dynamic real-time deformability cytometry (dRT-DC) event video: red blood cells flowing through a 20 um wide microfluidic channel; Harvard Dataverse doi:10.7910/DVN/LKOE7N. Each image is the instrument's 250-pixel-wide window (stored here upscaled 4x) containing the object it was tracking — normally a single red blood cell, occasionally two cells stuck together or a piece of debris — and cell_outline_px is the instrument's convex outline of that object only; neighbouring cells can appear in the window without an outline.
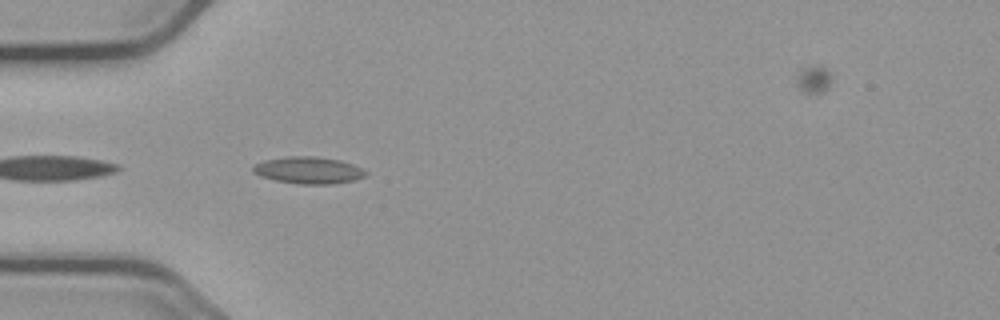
{"species": "common noctule bat (a hibernating species)", "species_latin": "Nyctalus noctula", "temperature_condition": "cold", "stored_images_in_passage": 26, "camera_frame_rate_fps": 3000, "um_per_image_px": 0.085, "animal": {"sex": "male", "body_mass_g": 23.1, "forearm_length_mm": 52.7}, "frame": {"image": 1, "passage_image": 3, "time_ms": 0.667, "image_size_px": [1000, 320], "cell_outline_px": [[368, 176], [352, 180], [332, 184], [296, 184], [276, 180], [260, 176], [252, 172], [252, 168], [256, 164], [264, 160], [288, 156], [316, 156], [340, 160], [352, 164], [368, 172]], "centroid_in_image_um": [26.22, 14.47], "position_along_channel_um": 58.8, "area_um2": 17.69}}
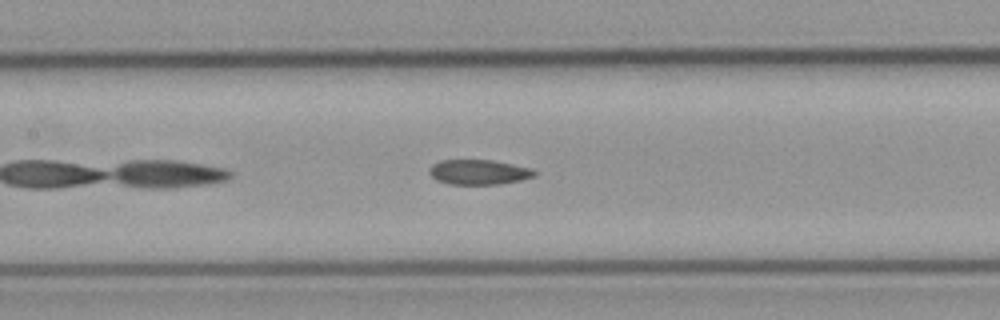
{"frame": {"image": 2, "passage_image": 12, "time_ms": 3.667, "image_size_px": [1000, 320], "cell_outline_px": [[536, 176], [520, 180], [500, 184], [448, 184], [436, 180], [428, 172], [428, 168], [432, 164], [440, 160], [492, 160], [532, 168], [536, 172]], "centroid_in_image_um": [40.67, 14.63], "position_along_channel_um": 166.7, "area_um2": 15.37}}
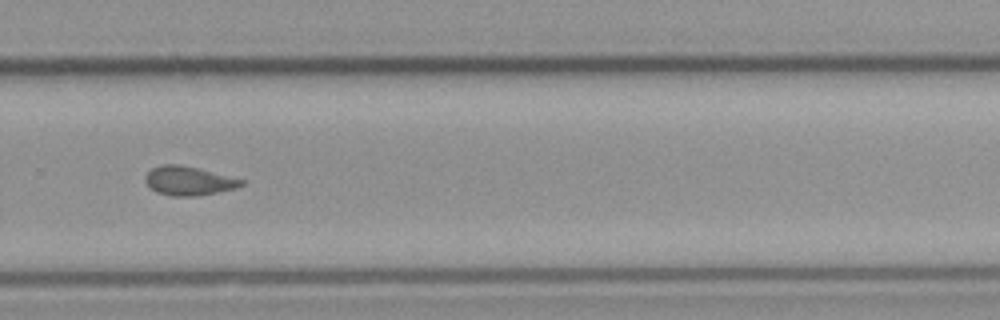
{"frame": {"image": 3, "passage_image": 24, "time_ms": 7.667, "image_size_px": [1000, 320], "cell_outline_px": [[244, 184], [236, 188], [196, 196], [172, 196], [156, 192], [144, 180], [144, 176], [152, 168], [164, 164], [176, 164], [196, 168], [244, 180]], "centroid_in_image_um": [16.01, 15.38], "position_along_channel_um": 313.8, "area_um2": 15.9}}